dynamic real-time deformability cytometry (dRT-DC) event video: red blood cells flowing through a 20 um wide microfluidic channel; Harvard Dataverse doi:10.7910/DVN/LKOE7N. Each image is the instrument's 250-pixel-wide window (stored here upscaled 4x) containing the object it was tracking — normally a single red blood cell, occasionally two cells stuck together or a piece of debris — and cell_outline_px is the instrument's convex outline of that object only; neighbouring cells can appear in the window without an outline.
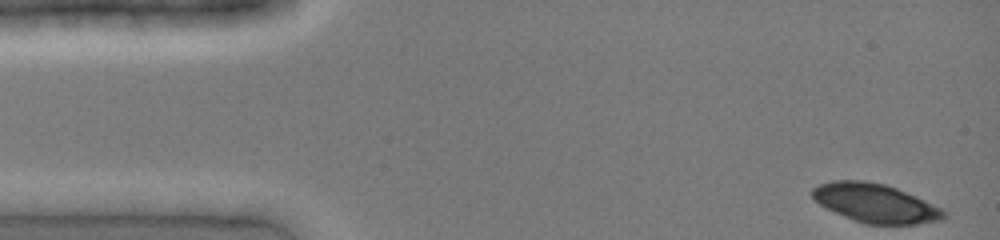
{"species": "common noctule bat (a hibernating species)", "species_latin": "Nyctalus noctula", "temperature_condition": "cold", "stored_images_in_passage": 34, "camera_frame_rate_fps": 3000, "um_per_image_px": 0.085, "animal": {"sex": "female", "body_mass_g": 19.0, "forearm_length_mm": 51.5}, "frame": {"image": 1, "passage_image": 1, "time_ms": 0.0, "image_size_px": [1000, 240], "cell_outline_px": [[948, 216], [944, 220], [916, 224], [864, 224], [836, 212], [820, 204], [812, 196], [812, 188], [820, 184], [832, 180], [864, 180], [884, 184], [896, 188], [916, 196], [944, 208], [948, 212]], "centroid_in_image_um": [74.49, 17.27], "position_along_channel_um": 10.5, "area_um2": 29.82}}